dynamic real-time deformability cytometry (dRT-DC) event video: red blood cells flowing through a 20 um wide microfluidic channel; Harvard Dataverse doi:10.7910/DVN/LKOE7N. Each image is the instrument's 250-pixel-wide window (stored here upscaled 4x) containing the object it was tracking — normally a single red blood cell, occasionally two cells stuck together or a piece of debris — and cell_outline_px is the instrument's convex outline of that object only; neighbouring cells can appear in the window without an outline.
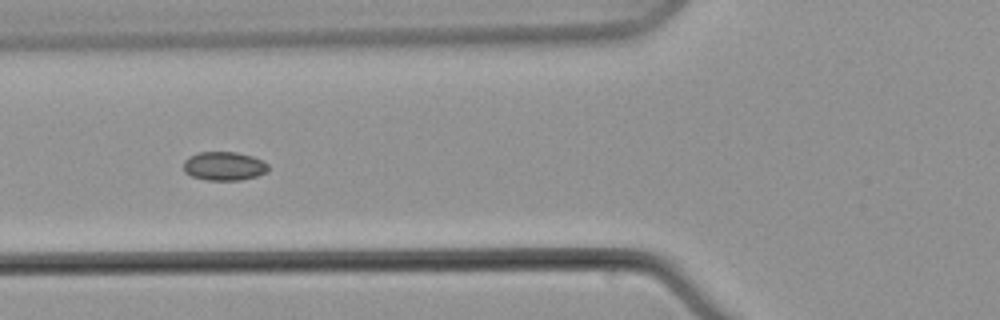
{"species": "common noctule bat (a hibernating species)", "species_latin": "Nyctalus noctula", "temperature_condition": "warm", "stored_images_in_passage": 13, "camera_frame_rate_fps": 3000, "um_per_image_px": 0.085, "animal": {"sex": "male", "body_mass_g": 21.5, "forearm_length_mm": 52.0}, "frame": {"image": 1, "passage_image": 8, "time_ms": 9.667, "image_size_px": [1000, 320], "cell_outline_px": [[268, 168], [264, 172], [256, 176], [240, 180], [208, 180], [192, 176], [184, 172], [184, 160], [188, 156], [200, 152], [236, 152], [252, 156], [268, 164]], "centroid_in_image_um": [19.01, 14.11], "position_along_channel_um": 106.8, "area_um2": 14.05}}